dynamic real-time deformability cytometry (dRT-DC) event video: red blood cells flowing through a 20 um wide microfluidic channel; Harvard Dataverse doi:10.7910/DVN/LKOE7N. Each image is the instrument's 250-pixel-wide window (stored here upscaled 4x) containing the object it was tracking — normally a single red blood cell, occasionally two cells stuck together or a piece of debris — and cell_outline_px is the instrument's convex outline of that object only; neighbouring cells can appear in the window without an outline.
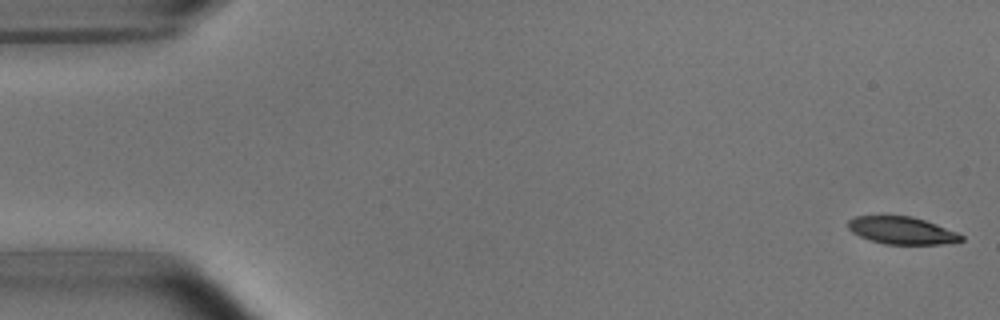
{"species": "common noctule bat (a hibernating species)", "species_latin": "Nyctalus noctula", "temperature_condition": "room temperature", "stored_images_in_passage": 6, "camera_frame_rate_fps": 3000, "um_per_image_px": 0.085, "animal": {"sex": "male", "body_mass_g": 15.6}, "frame": {"image": 1, "passage_image": 1, "time_ms": 0.0, "image_size_px": [1000, 320], "cell_outline_px": [[964, 240], [944, 244], [884, 244], [868, 240], [852, 232], [848, 228], [848, 220], [856, 216], [912, 216], [936, 224], [956, 232], [964, 236]], "centroid_in_image_um": [76.65, 19.6], "position_along_channel_um": 8.4, "area_um2": 18.03}}
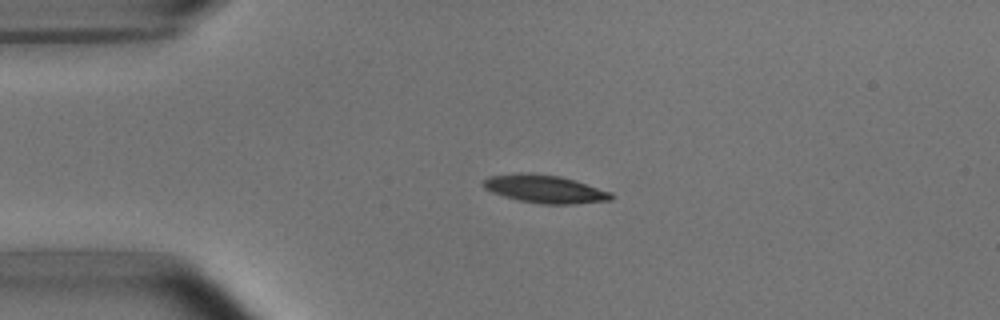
{"frame": {"image": 2, "passage_image": 4, "time_ms": 3.667, "image_size_px": [1000, 320], "cell_outline_px": [[612, 200], [572, 204], [540, 204], [520, 200], [504, 196], [492, 192], [484, 188], [480, 184], [488, 176], [520, 172], [528, 172], [560, 176], [612, 192]], "centroid_in_image_um": [46.27, 16.05], "position_along_channel_um": 38.7, "area_um2": 20.87}}